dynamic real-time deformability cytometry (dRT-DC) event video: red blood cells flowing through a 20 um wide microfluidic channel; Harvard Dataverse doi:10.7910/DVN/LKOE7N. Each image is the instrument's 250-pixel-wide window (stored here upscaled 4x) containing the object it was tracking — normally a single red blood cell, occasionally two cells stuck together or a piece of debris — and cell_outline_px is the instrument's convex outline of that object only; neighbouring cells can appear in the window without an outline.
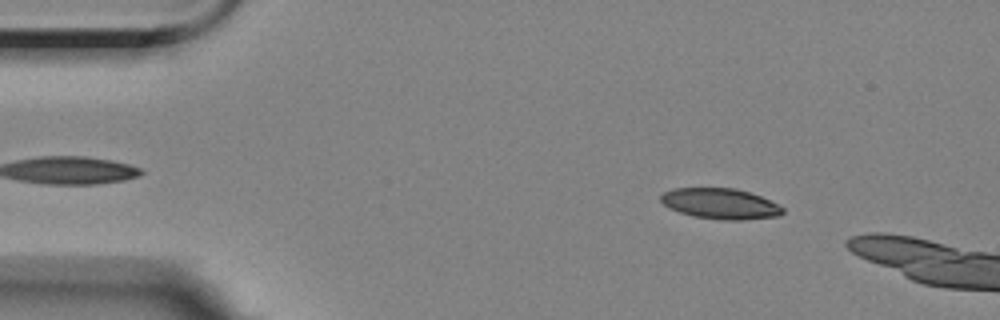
{"species": "Egyptian fruit bat (a non-hibernating species)", "species_latin": "Rousettus aegyptiacus", "temperature_condition": "room temperature", "stored_images_in_passage": 12, "camera_frame_rate_fps": 3000, "um_per_image_px": 0.085, "animal": {"sex": "female"}, "frame": {"image": 1, "passage_image": 7, "time_ms": 2.0, "image_size_px": [1000, 320], "cell_outline_px": [[784, 212], [780, 216], [740, 220], [724, 220], [696, 216], [680, 212], [664, 204], [660, 200], [660, 196], [664, 192], [672, 188], [736, 188], [760, 196], [784, 208]], "centroid_in_image_um": [61.24, 17.31], "position_along_channel_um": 23.8, "area_um2": 21.5}}